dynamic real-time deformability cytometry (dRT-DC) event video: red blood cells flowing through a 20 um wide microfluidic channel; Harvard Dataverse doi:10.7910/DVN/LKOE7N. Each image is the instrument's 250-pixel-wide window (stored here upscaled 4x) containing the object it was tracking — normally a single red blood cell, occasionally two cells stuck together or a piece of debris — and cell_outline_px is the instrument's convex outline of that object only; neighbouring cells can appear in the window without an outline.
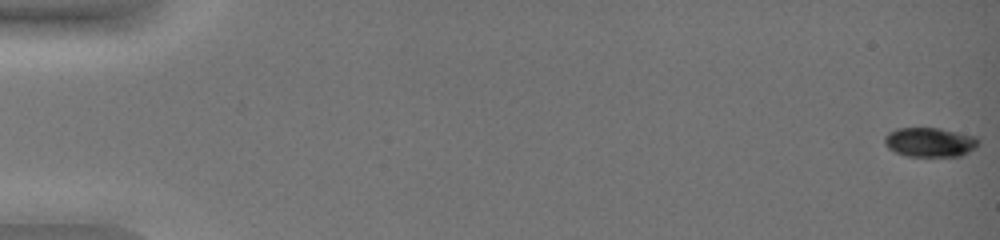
{"species": "common noctule bat (a hibernating species)", "species_latin": "Nyctalus noctula", "temperature_condition": "warm", "stored_images_in_passage": 54, "camera_frame_rate_fps": 3000, "um_per_image_px": 0.085, "animal": {"sex": "female", "body_mass_g": 19.0, "forearm_length_mm": 51.5}, "frame": {"image": 1, "passage_image": 1, "time_ms": 0.0, "image_size_px": [1000, 240], "cell_outline_px": [[980, 144], [976, 148], [960, 156], [908, 156], [896, 152], [888, 148], [884, 144], [884, 136], [888, 132], [896, 128], [940, 128], [976, 136], [980, 140]], "centroid_in_image_um": [79.05, 12.08], "position_along_channel_um": 5.9, "area_um2": 16.24}}
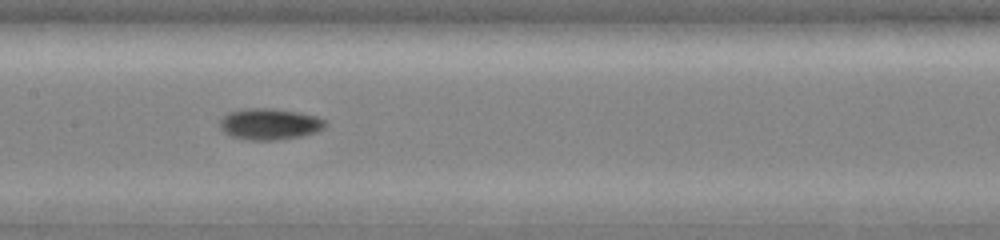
{"frame": {"image": 2, "passage_image": 30, "time_ms": 9.667, "image_size_px": [1000, 240], "cell_outline_px": [[328, 124], [324, 128], [316, 132], [304, 136], [276, 140], [248, 140], [232, 136], [224, 132], [220, 128], [220, 120], [228, 112], [244, 108], [272, 108], [300, 112], [316, 116], [324, 120]], "centroid_in_image_um": [22.93, 10.54], "position_along_channel_um": 184.5, "area_um2": 19.42}}
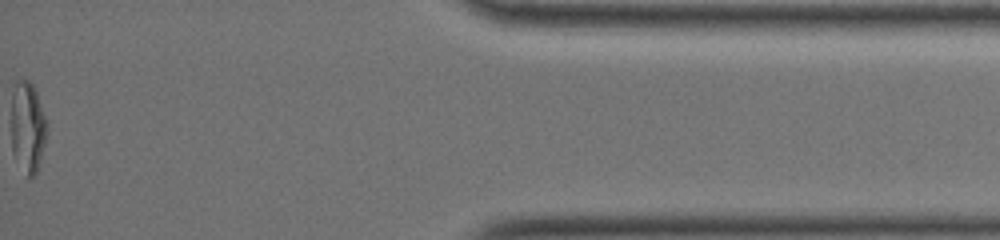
{"frame": {"image": 3, "passage_image": 54, "time_ms": 17.667, "image_size_px": [1000, 240], "cell_outline_px": [[48, 128], [40, 160], [36, 172], [32, 176], [28, 176], [12, 152], [12, 80], [28, 80], [32, 84], [36, 92], [48, 124]], "centroid_in_image_um": [2.34, 10.72], "position_along_channel_um": 432.9, "area_um2": 18.67}, "authors_computed_cell_mechanics": {"area_um2": 17.5712, "velocity_mm_per_s": 3.778, "shape_relaxation_time_tau1_ms": 6.5052, "shape_relaxation_time_tau2_ms": 3.9052, "deformation_change_tau1": 0.2209, "deformation_change_tau2": 0.0659}}